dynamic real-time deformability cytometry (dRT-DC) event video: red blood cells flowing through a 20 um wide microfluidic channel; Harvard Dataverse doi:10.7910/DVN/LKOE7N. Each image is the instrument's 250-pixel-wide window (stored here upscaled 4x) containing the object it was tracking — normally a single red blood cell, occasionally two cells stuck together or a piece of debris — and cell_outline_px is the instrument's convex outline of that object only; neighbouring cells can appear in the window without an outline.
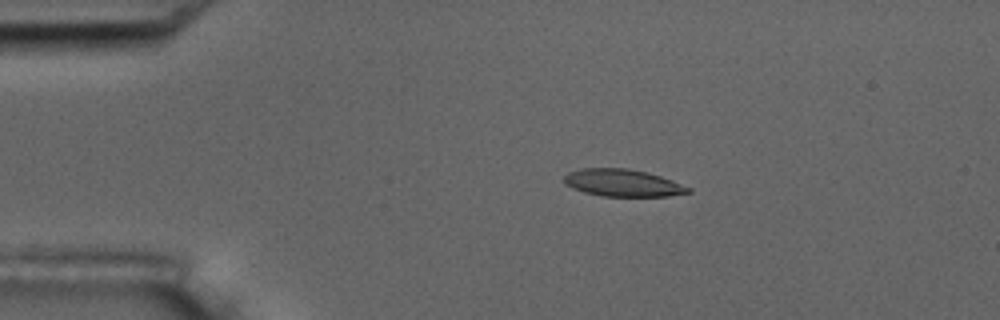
{"species": "common noctule bat (a hibernating species)", "species_latin": "Nyctalus noctula", "temperature_condition": "room temperature", "stored_images_in_passage": 5, "camera_frame_rate_fps": 3000, "um_per_image_px": 0.085, "animal": {"sex": "male", "body_mass_g": 17.5, "forearm_length_mm": 52.3}, "frame": {"image": 1, "passage_image": 3, "time_ms": 2.333, "image_size_px": [1000, 320], "cell_outline_px": [[692, 192], [668, 196], [600, 196], [584, 192], [572, 188], [564, 184], [564, 176], [568, 172], [580, 168], [628, 168], [660, 176], [672, 180], [692, 188]], "centroid_in_image_um": [52.91, 15.55], "position_along_channel_um": 32.1, "area_um2": 19.77}}
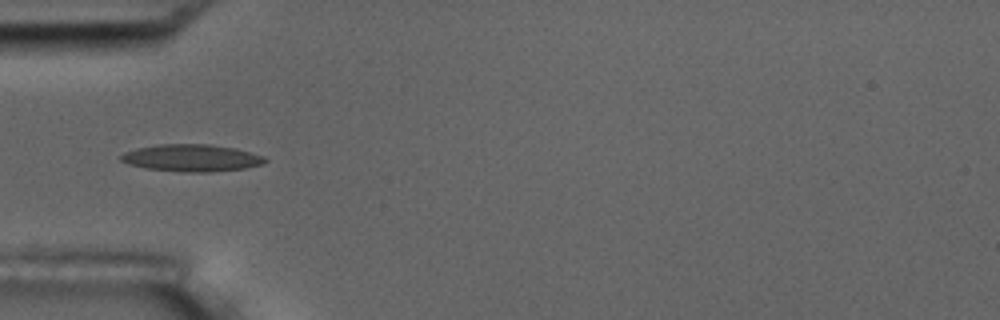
{"frame": {"image": 2, "passage_image": 5, "time_ms": 4.667, "image_size_px": [1000, 320], "cell_outline_px": [[268, 160], [260, 164], [244, 168], [208, 172], [184, 172], [148, 168], [128, 164], [120, 160], [120, 156], [124, 152], [136, 148], [156, 144], [208, 144], [236, 148], [264, 156]], "centroid_in_image_um": [16.26, 13.41], "position_along_channel_um": 68.7, "area_um2": 22.66}}